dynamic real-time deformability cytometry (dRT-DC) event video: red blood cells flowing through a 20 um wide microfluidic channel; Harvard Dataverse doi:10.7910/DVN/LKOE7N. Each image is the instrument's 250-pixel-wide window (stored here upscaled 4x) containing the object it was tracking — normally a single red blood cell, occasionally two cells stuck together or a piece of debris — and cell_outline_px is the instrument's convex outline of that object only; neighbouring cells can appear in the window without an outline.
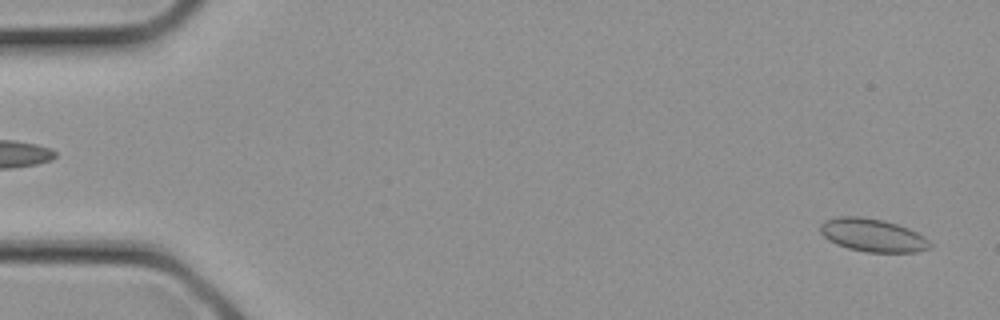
{"species": "common noctule bat (a hibernating species)", "species_latin": "Nyctalus noctula", "temperature_condition": "cold", "stored_images_in_passage": 10, "camera_frame_rate_fps": 3000, "um_per_image_px": 0.085, "animal": {"sex": "female", "body_mass_g": 21.9}, "frame": {"image": 1, "passage_image": 1, "time_ms": 0.0, "image_size_px": [1000, 320], "cell_outline_px": [[932, 248], [916, 252], [864, 252], [848, 248], [836, 244], [828, 240], [820, 232], [820, 224], [824, 220], [840, 216], [860, 216], [880, 220], [896, 224], [908, 228], [924, 236], [932, 244]], "centroid_in_image_um": [74.17, 20.0], "position_along_channel_um": 10.8, "area_um2": 21.15}}
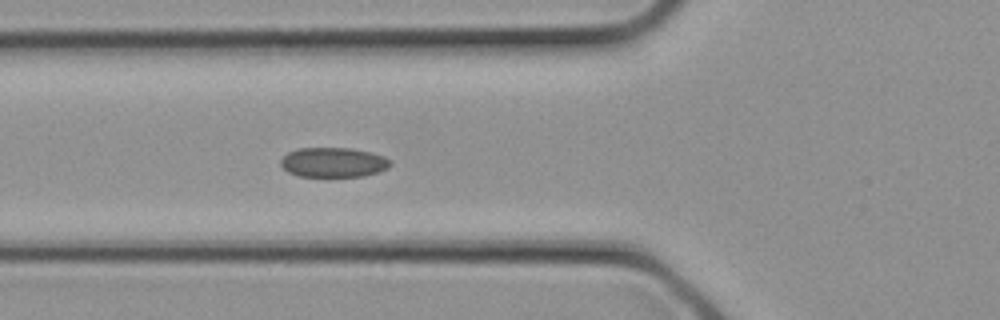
{"frame": {"image": 2, "passage_image": 10, "time_ms": 3.0, "image_size_px": [1000, 320], "cell_outline_px": [[392, 164], [388, 168], [364, 176], [300, 176], [288, 172], [280, 164], [280, 160], [288, 152], [296, 148], [352, 148], [372, 152], [384, 156], [392, 160]], "centroid_in_image_um": [28.36, 13.78], "position_along_channel_um": 97.4, "area_um2": 19.07}}